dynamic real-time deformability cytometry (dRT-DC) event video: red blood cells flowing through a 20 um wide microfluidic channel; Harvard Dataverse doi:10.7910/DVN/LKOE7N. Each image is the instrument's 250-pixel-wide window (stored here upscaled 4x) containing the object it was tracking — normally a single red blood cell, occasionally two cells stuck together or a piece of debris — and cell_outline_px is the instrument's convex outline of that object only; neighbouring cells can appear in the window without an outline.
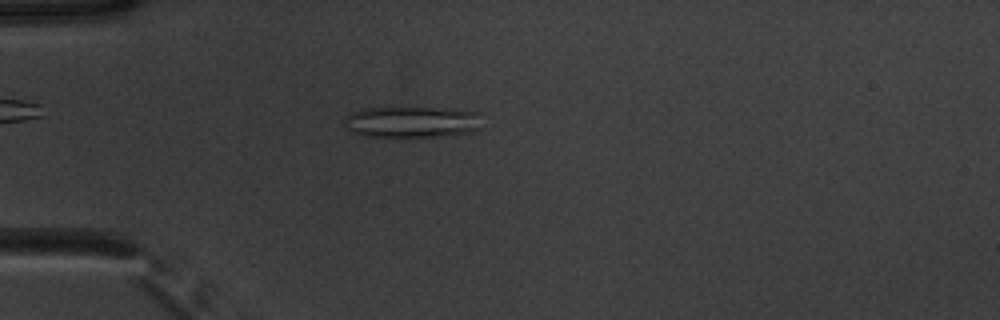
{"species": "common noctule bat (a hibernating species)", "species_latin": "Nyctalus noctula", "temperature_condition": "warm", "stored_images_in_passage": 51, "camera_frame_rate_fps": 3000, "um_per_image_px": 0.085, "animal": {"sex": "male", "body_mass_g": 20.1, "forearm_length_mm": 53.5}, "frame": {"image": 1, "passage_image": 14, "time_ms": 4.333, "image_size_px": [1000, 320], "cell_outline_px": [[480, 128], [472, 132], [444, 136], [364, 136], [352, 132], [348, 128], [344, 120], [344, 116], [352, 112], [364, 108], [392, 104], [480, 112]], "centroid_in_image_um": [34.97, 10.31], "position_along_channel_um": 50.0, "area_um2": 25.95}}
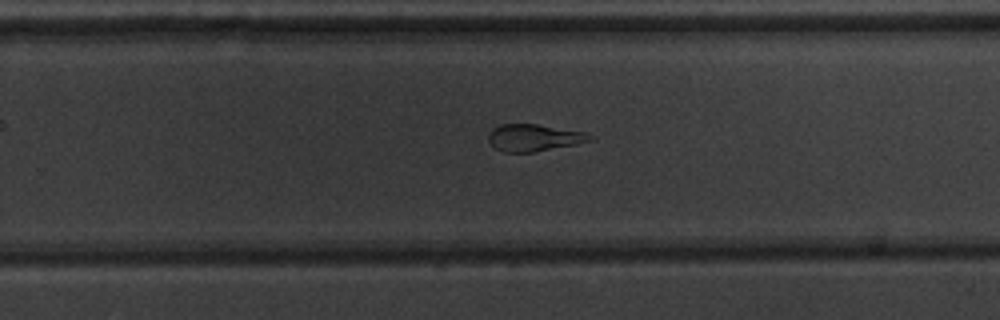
{"frame": {"image": 2, "passage_image": 33, "time_ms": 10.667, "image_size_px": [1000, 320], "cell_outline_px": [[592, 140], [576, 144], [532, 152], [504, 152], [496, 148], [488, 140], [488, 132], [492, 128], [500, 124], [536, 124], [584, 132], [592, 136]], "centroid_in_image_um": [45.34, 11.7], "position_along_channel_um": 284.5, "area_um2": 15.78}}
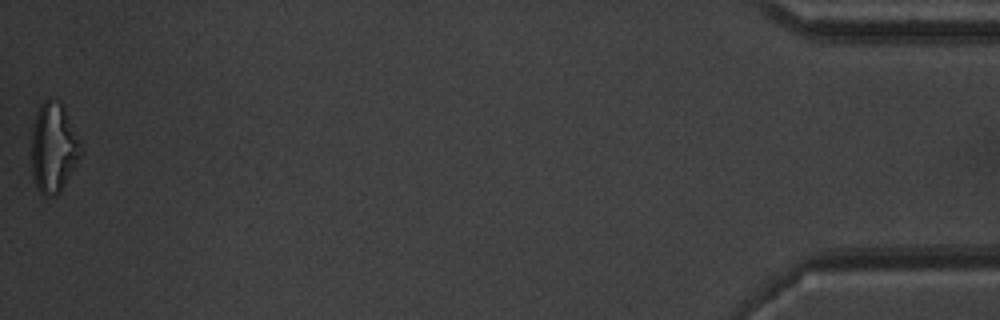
{"frame": {"image": 3, "passage_image": 51, "time_ms": 16.667, "image_size_px": [1000, 320], "cell_outline_px": [[80, 156], [76, 164], [60, 192], [56, 196], [44, 196], [36, 188], [32, 176], [32, 128], [36, 112], [40, 104], [44, 100], [48, 100], [60, 104], [64, 112], [76, 140], [80, 152]], "centroid_in_image_um": [4.46, 12.66], "position_along_channel_um": 430.7, "area_um2": 24.62}, "authors_computed_cell_mechanics": {"area_um2": 20.8658, "velocity_mm_per_s": 3.9339, "shape_relaxation_time_tau1_ms": null, "shape_relaxation_time_tau2_ms": 1.8116, "deformation_change_tau1": null, "deformation_change_tau2": 0.1012}}